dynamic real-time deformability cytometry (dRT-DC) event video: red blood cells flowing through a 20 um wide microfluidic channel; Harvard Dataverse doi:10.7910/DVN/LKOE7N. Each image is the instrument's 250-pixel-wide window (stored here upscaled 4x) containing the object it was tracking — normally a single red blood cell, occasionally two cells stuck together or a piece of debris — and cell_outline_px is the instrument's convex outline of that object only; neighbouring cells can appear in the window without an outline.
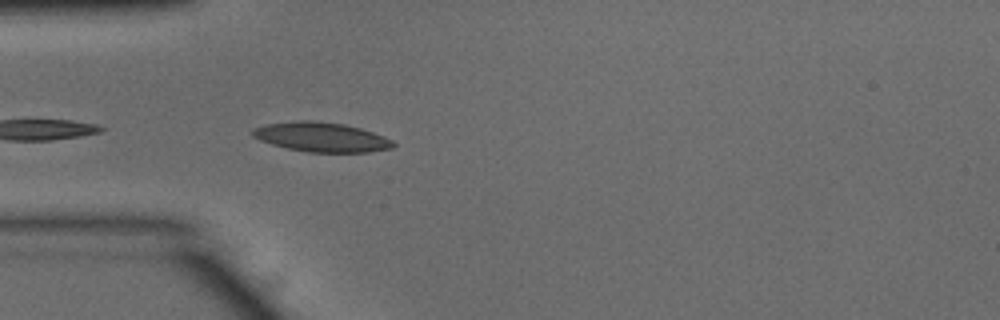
{"species": "common noctule bat (a hibernating species)", "species_latin": "Nyctalus noctula", "temperature_condition": "warm", "stored_images_in_passage": 10, "camera_frame_rate_fps": 3000, "um_per_image_px": 0.085, "animal": {"sex": "male", "body_mass_g": 15.6}, "frame": {"image": 1, "passage_image": 2, "time_ms": 0.333, "image_size_px": [1000, 320], "cell_outline_px": [[396, 144], [392, 148], [368, 152], [308, 152], [288, 148], [272, 144], [260, 140], [252, 136], [248, 132], [252, 128], [268, 124], [296, 120], [312, 120], [344, 124], [360, 128], [384, 136], [392, 140]], "centroid_in_image_um": [27.29, 11.64], "position_along_channel_um": 57.7, "area_um2": 24.22}}